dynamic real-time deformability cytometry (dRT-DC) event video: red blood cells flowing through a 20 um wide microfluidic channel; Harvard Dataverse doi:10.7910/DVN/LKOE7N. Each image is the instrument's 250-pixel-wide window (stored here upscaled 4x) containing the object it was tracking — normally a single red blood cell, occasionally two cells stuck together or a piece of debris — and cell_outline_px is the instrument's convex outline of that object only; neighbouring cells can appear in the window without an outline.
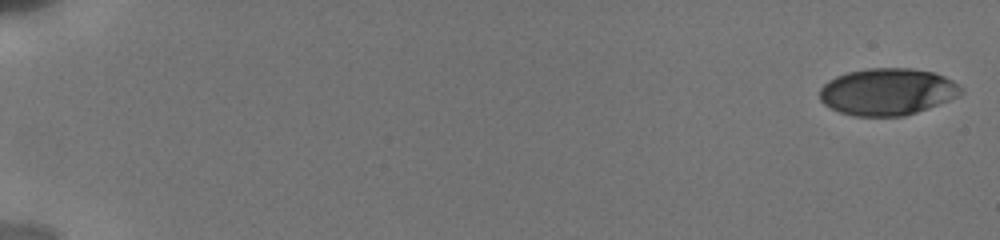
{"species": "human", "species_latin": "Homo sapiens", "temperature_condition": "cold", "stored_images_in_passage": 8, "camera_frame_rate_fps": 3000, "um_per_image_px": 0.085, "donor": {"sex": "male"}, "frame": {"image": 1, "passage_image": 1, "time_ms": 0.0, "image_size_px": [1000, 240], "cell_outline_px": [[964, 92], [948, 100], [928, 108], [904, 116], [852, 116], [840, 112], [824, 104], [820, 100], [820, 88], [828, 80], [836, 76], [848, 72], [868, 68], [912, 68], [936, 72], [952, 80]], "centroid_in_image_um": [75.41, 7.79], "position_along_channel_um": 9.6, "area_um2": 38.55}}
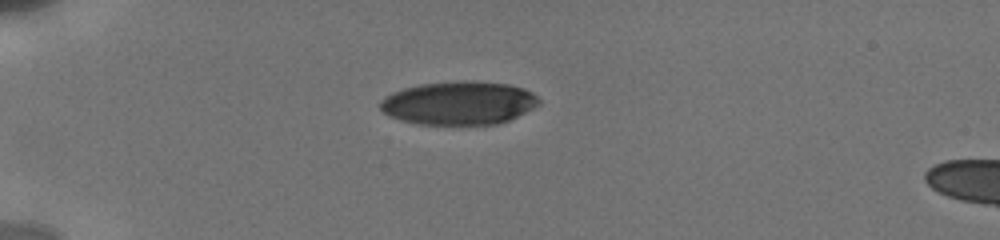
{"frame": {"image": 2, "passage_image": 6, "time_ms": 5.0, "image_size_px": [1000, 240], "cell_outline_px": [[540, 104], [500, 124], [420, 124], [400, 120], [388, 116], [380, 108], [380, 100], [392, 92], [404, 88], [420, 84], [456, 80], [472, 80], [508, 84], [524, 88], [532, 92], [540, 100]], "centroid_in_image_um": [38.99, 8.74], "position_along_channel_um": 46.0, "area_um2": 40.29}}
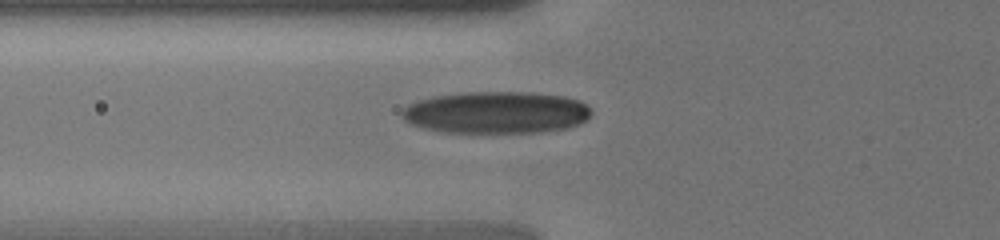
{"frame": {"image": 3, "passage_image": 8, "time_ms": 7.0, "image_size_px": [1000, 240], "cell_outline_px": [[592, 112], [580, 124], [568, 128], [536, 132], [444, 132], [424, 128], [408, 124], [400, 116], [400, 112], [408, 104], [416, 100], [436, 96], [464, 92], [528, 92], [564, 96], [580, 100], [592, 108]], "centroid_in_image_um": [42.16, 9.55], "position_along_channel_um": 83.6, "area_um2": 46.59}}